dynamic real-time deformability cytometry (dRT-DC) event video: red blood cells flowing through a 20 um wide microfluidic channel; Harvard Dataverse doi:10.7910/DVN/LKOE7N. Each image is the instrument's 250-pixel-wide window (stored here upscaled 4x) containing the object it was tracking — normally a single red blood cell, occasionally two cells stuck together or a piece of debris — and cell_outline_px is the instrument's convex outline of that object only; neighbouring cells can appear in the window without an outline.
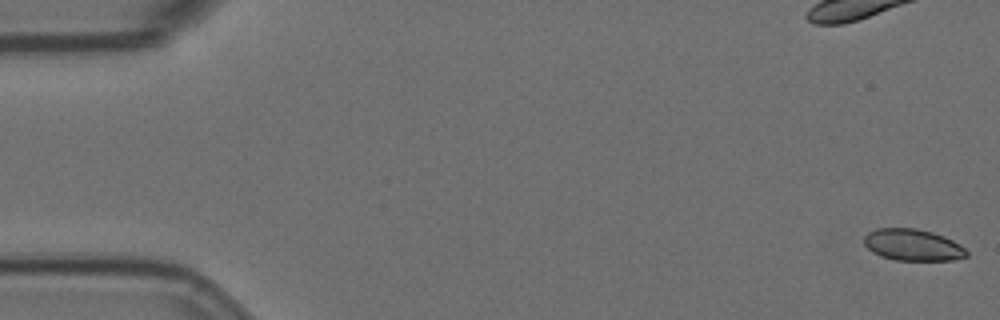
{"species": "Egyptian fruit bat (a non-hibernating species)", "species_latin": "Rousettus aegyptiacus", "temperature_condition": "room temperature", "stored_images_in_passage": 58, "camera_frame_rate_fps": 3000, "um_per_image_px": 0.085, "animal": {"sex": "female"}, "frame": {"image": 1, "passage_image": 1, "time_ms": 0.0, "image_size_px": [1000, 320], "cell_outline_px": [[968, 256], [956, 260], [896, 260], [880, 256], [872, 252], [864, 244], [864, 236], [868, 232], [876, 228], [916, 228], [932, 232], [944, 236], [960, 244], [968, 252]], "centroid_in_image_um": [77.59, 20.82], "position_along_channel_um": 7.4, "area_um2": 19.02}}
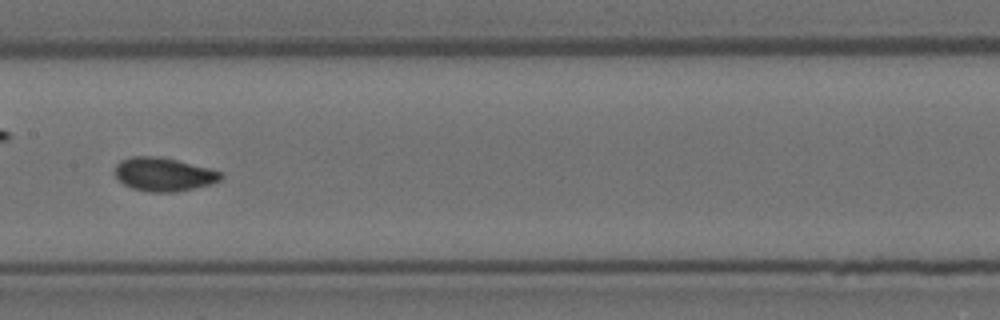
{"frame": {"image": 2, "passage_image": 29, "time_ms": 9.333, "image_size_px": [1000, 320], "cell_outline_px": [[224, 176], [220, 180], [212, 184], [176, 192], [148, 192], [132, 188], [124, 184], [116, 176], [116, 164], [120, 160], [132, 156], [156, 156], [176, 160], [208, 168], [220, 172]], "centroid_in_image_um": [13.91, 14.83], "position_along_channel_um": 193.5, "area_um2": 20.58}}
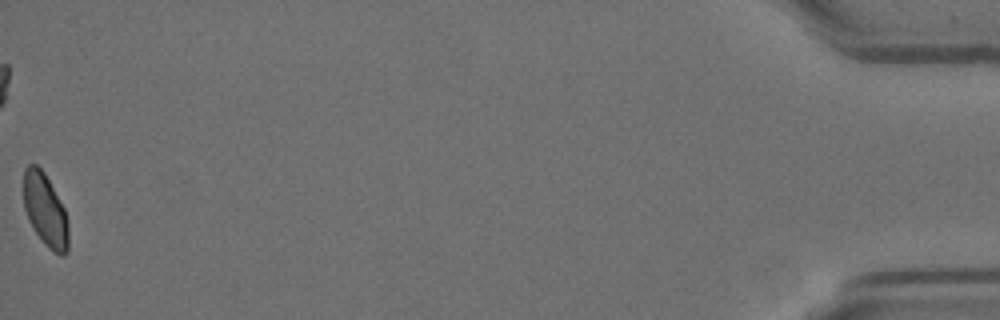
{"frame": {"image": 3, "passage_image": 58, "time_ms": 19.0, "image_size_px": [1000, 320], "cell_outline_px": [[68, 252], [64, 256], [60, 256], [52, 252], [44, 244], [28, 220], [24, 208], [24, 168], [28, 164], [36, 164], [44, 172], [64, 208], [68, 224]], "centroid_in_image_um": [3.85, 17.89], "position_along_channel_um": 431.4, "area_um2": 19.07}, "authors_computed_cell_mechanics": {"area_um2": 20.0566, "velocity_mm_per_s": 3.5115, "shape_relaxation_time_tau1_ms": 5.4097, "shape_relaxation_time_tau2_ms": null, "deformation_change_tau1": 0.1085, "deformation_change_tau2": null}}